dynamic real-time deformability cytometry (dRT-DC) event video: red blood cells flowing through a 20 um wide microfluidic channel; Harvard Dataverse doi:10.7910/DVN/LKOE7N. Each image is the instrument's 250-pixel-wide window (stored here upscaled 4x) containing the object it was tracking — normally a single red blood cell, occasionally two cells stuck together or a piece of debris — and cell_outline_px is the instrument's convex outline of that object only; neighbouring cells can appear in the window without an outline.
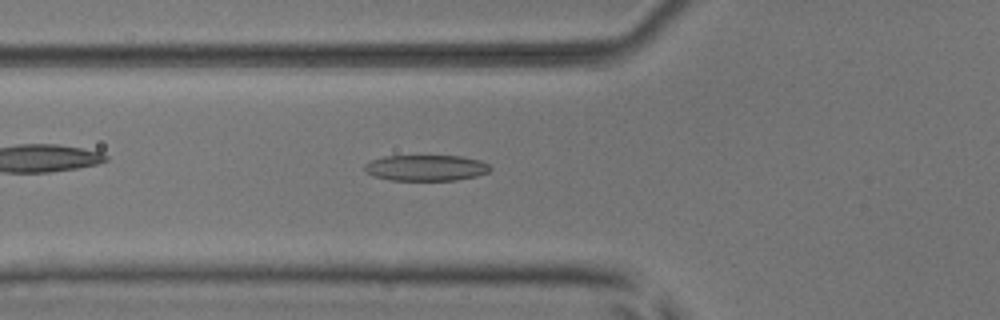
{"species": "common noctule bat (a hibernating species)", "species_latin": "Nyctalus noctula", "temperature_condition": "room temperature", "stored_images_in_passage": 52, "camera_frame_rate_fps": 3000, "um_per_image_px": 0.085, "animal": {"sex": "male", "body_mass_g": 17.9, "forearm_length_mm": 54.2}, "frame": {"image": 1, "passage_image": 19, "time_ms": 6.0, "image_size_px": [1000, 320], "cell_outline_px": [[492, 168], [488, 172], [476, 176], [456, 180], [392, 180], [372, 176], [364, 172], [364, 164], [372, 160], [384, 156], [460, 156], [480, 160], [488, 164]], "centroid_in_image_um": [36.18, 14.27], "position_along_channel_um": 89.6, "area_um2": 19.02}}
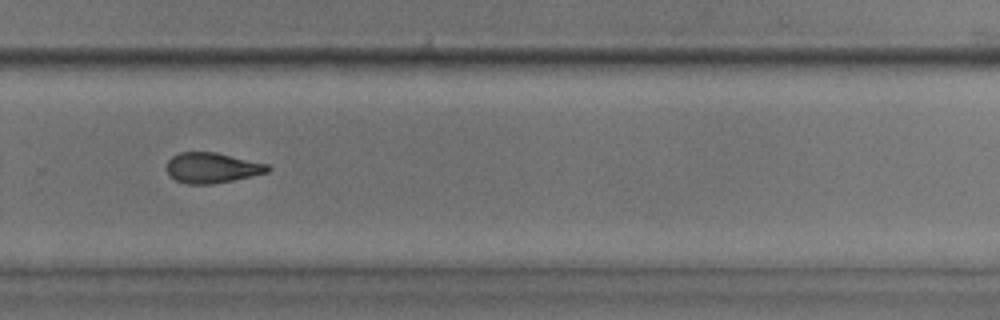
{"frame": {"image": 2, "passage_image": 36, "time_ms": 11.667, "image_size_px": [1000, 320], "cell_outline_px": [[272, 168], [268, 172], [252, 176], [212, 184], [184, 184], [176, 180], [168, 172], [168, 160], [172, 156], [180, 152], [216, 152], [268, 164]], "centroid_in_image_um": [18.05, 14.26], "position_along_channel_um": 311.8, "area_um2": 17.8}}
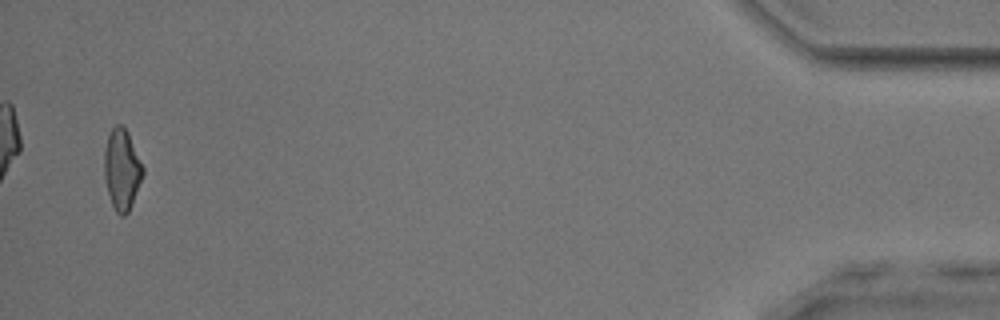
{"frame": {"image": 3, "passage_image": 51, "time_ms": 16.667, "image_size_px": [1000, 320], "cell_outline_px": [[144, 172], [128, 212], [124, 216], [120, 216], [116, 212], [112, 204], [108, 192], [104, 176], [104, 152], [108, 136], [112, 128], [116, 124], [120, 124], [128, 132], [144, 168]], "centroid_in_image_um": [10.35, 14.39], "position_along_channel_um": 424.9, "area_um2": 17.92}, "authors_computed_cell_mechanics": {"area_um2": 18.8139, "velocity_mm_per_s": 3.9254, "shape_relaxation_time_tau1_ms": 5.5712, "shape_relaxation_time_tau2_ms": 6.8345, "deformation_change_tau1": 0.1721, "deformation_change_tau2": 0.1843}}